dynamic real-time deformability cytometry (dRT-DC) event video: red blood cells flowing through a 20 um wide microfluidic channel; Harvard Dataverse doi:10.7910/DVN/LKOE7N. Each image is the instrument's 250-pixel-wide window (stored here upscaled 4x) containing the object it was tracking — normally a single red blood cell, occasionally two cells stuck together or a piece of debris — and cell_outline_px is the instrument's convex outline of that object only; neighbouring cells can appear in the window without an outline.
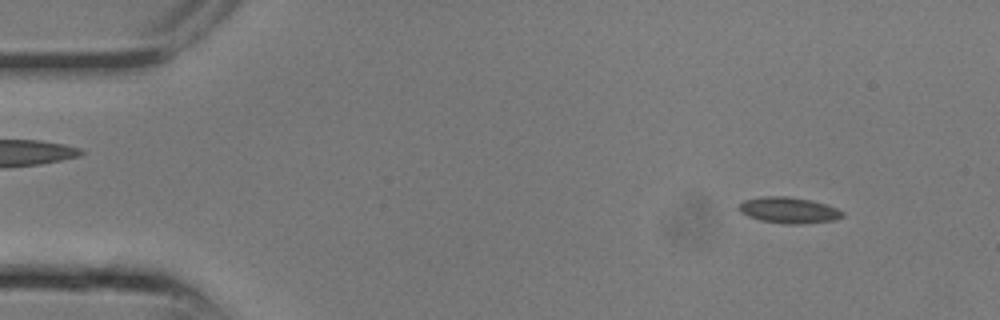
{"species": "common noctule bat (a hibernating species)", "species_latin": "Nyctalus noctula", "temperature_condition": "room temperature", "stored_images_in_passage": 7, "camera_frame_rate_fps": 3000, "um_per_image_px": 0.085, "animal": {"sex": "male", "body_mass_g": 13.3}, "frame": {"image": 1, "passage_image": 2, "time_ms": 0.333, "image_size_px": [1000, 320], "cell_outline_px": [[844, 216], [836, 220], [800, 224], [784, 224], [760, 220], [748, 216], [740, 212], [736, 208], [744, 200], [760, 196], [788, 196], [812, 200], [836, 208], [844, 212]], "centroid_in_image_um": [67.03, 17.86], "position_along_channel_um": 18.0, "area_um2": 15.9}}
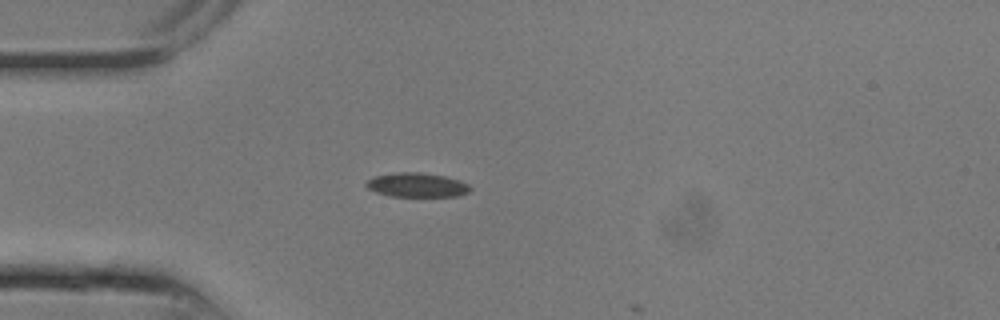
{"frame": {"image": 2, "passage_image": 6, "time_ms": 1.667, "image_size_px": [1000, 320], "cell_outline_px": [[472, 188], [468, 192], [460, 196], [392, 196], [376, 192], [368, 188], [364, 184], [368, 180], [376, 176], [396, 172], [420, 172], [444, 176], [468, 184]], "centroid_in_image_um": [35.43, 15.72], "position_along_channel_um": 49.6, "area_um2": 14.51}}